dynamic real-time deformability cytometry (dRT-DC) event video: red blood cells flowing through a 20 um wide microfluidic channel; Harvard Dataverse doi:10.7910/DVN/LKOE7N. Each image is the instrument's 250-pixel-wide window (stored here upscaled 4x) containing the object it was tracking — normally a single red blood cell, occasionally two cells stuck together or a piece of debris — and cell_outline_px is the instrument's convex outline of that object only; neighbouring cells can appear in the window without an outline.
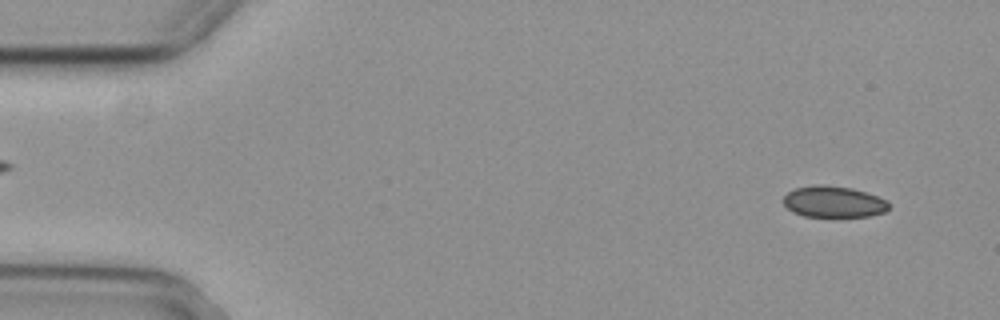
{"species": "common noctule bat (a hibernating species)", "species_latin": "Nyctalus noctula", "temperature_condition": "cold", "stored_images_in_passage": 13, "camera_frame_rate_fps": 3000, "um_per_image_px": 0.085, "animal": {"sex": "female", "body_mass_g": 29.2, "forearm_length_mm": 56.3}, "frame": {"image": 1, "passage_image": 4, "time_ms": 1.0, "image_size_px": [1000, 320], "cell_outline_px": [[888, 208], [884, 212], [868, 216], [804, 216], [792, 212], [784, 204], [784, 196], [788, 192], [796, 188], [812, 184], [824, 184], [852, 188], [888, 200]], "centroid_in_image_um": [70.83, 17.14], "position_along_channel_um": 14.2, "area_um2": 19.13}}